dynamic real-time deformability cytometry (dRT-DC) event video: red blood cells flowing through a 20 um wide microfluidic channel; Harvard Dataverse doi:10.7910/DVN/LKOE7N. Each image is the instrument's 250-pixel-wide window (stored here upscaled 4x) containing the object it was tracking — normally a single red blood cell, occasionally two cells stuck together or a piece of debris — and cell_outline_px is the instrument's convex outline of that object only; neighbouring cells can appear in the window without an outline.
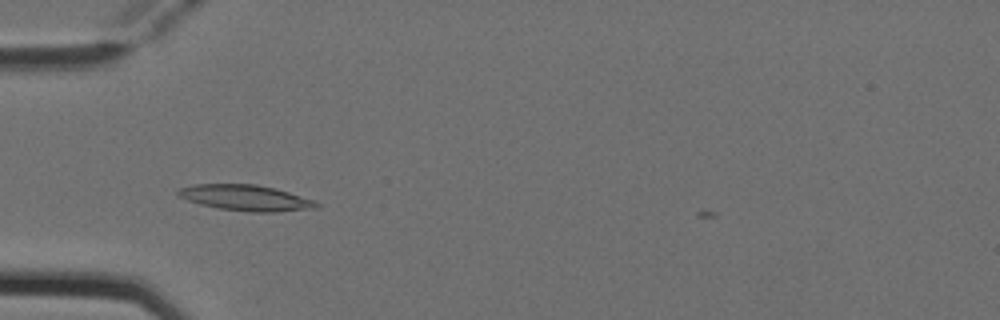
{"species": "Egyptian fruit bat (a non-hibernating species)", "species_latin": "Rousettus aegyptiacus", "temperature_condition": "cold", "stored_images_in_passage": 6, "camera_frame_rate_fps": 3000, "um_per_image_px": 0.085, "animal": {"sex": "female"}, "frame": {"image": 1, "passage_image": 4, "time_ms": 1.0, "image_size_px": [1000, 320], "cell_outline_px": [[320, 208], [276, 212], [252, 212], [220, 208], [200, 204], [188, 200], [180, 196], [176, 192], [180, 188], [192, 184], [256, 184], [288, 192], [316, 200], [320, 204]], "centroid_in_image_um": [20.94, 16.82], "position_along_channel_um": 64.1, "area_um2": 20.75}}
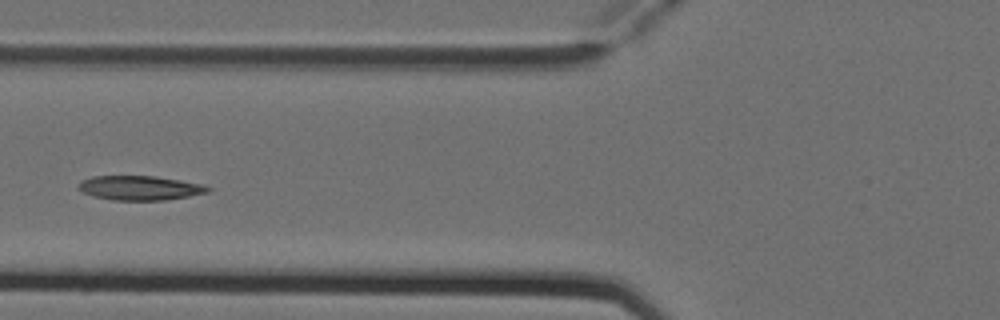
{"frame": {"image": 2, "passage_image": 5, "time_ms": 1.333, "image_size_px": [1000, 320], "cell_outline_px": [[212, 188], [208, 192], [188, 196], [164, 200], [112, 200], [92, 196], [76, 188], [84, 180], [92, 176], [152, 176], [180, 180], [204, 184]], "centroid_in_image_um": [11.9, 15.97], "position_along_channel_um": 113.9, "area_um2": 18.26}}
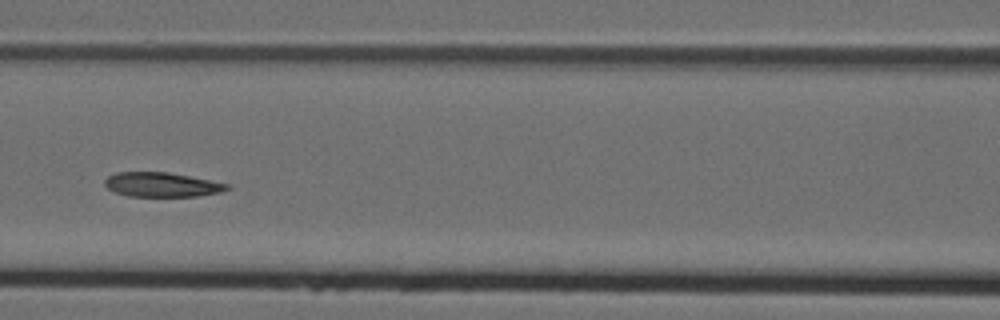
{"frame": {"image": 3, "passage_image": 6, "time_ms": 1.667, "image_size_px": [1000, 320], "cell_outline_px": [[232, 188], [220, 192], [196, 196], [128, 196], [116, 192], [108, 188], [104, 184], [104, 180], [108, 176], [116, 172], [168, 172], [232, 184]], "centroid_in_image_um": [13.79, 15.69], "position_along_channel_um": 152.8, "area_um2": 17.46}}